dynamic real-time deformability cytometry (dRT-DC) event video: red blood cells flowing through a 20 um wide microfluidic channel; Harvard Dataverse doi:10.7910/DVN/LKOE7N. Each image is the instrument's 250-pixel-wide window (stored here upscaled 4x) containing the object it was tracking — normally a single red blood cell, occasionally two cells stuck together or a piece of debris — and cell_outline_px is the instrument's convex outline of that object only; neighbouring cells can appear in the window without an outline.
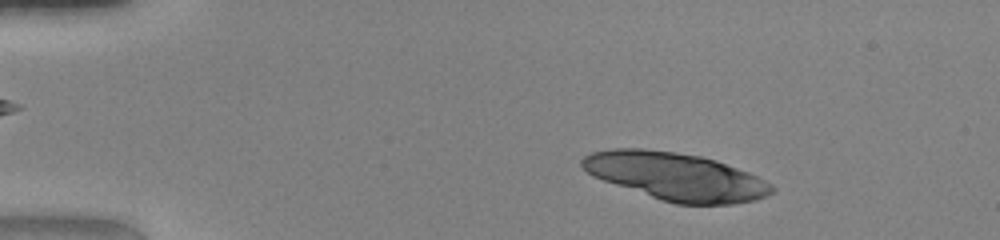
{"species": "human", "species_latin": "Homo sapiens", "temperature_condition": "warm", "stored_images_in_passage": 24, "camera_frame_rate_fps": 3000, "um_per_image_px": 0.085, "donor": {"sex": "female"}, "frame": {"image": 1, "passage_image": 6, "time_ms": 1.667, "image_size_px": [1000, 240], "cell_outline_px": [[776, 188], [768, 196], [756, 200], [732, 204], [676, 204], [660, 200], [592, 176], [580, 164], [580, 160], [584, 156], [592, 152], [612, 148], [644, 148], [676, 152], [700, 156], [716, 160], [748, 172], [772, 184]], "centroid_in_image_um": [57.45, 14.99], "position_along_channel_um": 27.5, "area_um2": 52.66}}